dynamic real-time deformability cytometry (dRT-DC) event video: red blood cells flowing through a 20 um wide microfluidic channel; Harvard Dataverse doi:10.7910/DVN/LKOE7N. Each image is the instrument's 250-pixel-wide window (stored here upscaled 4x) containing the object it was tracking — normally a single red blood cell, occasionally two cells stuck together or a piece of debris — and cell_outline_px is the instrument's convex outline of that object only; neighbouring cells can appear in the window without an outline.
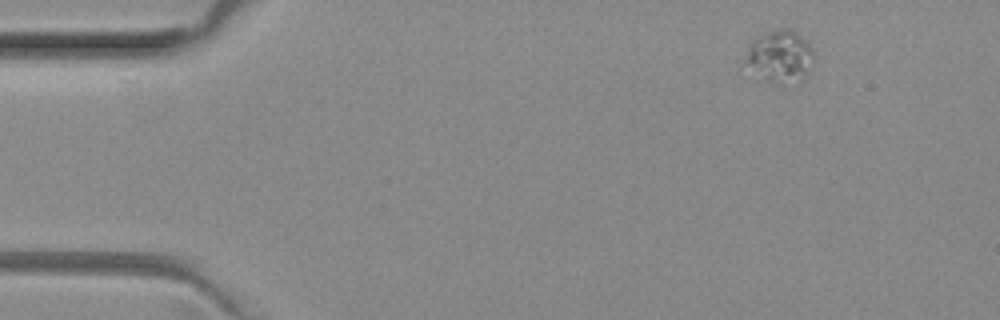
{"species": "common noctule bat (a hibernating species)", "species_latin": "Nyctalus noctula", "temperature_condition": "room temperature", "stored_images_in_passage": 4, "camera_frame_rate_fps": 3000, "um_per_image_px": 0.085, "animal": {"sex": "female", "body_mass_g": 29.2, "forearm_length_mm": 56.3}, "frame": {"image": 1, "passage_image": 1, "time_ms": 0.0, "image_size_px": [1000, 320], "cell_outline_px": [[816, 56], [808, 76], [772, 80], [768, 80], [744, 60], [748, 44], [756, 36], [768, 32], [788, 28], [796, 32], [812, 48]], "centroid_in_image_um": [66.33, 4.68], "position_along_channel_um": 18.7, "area_um2": 19.59}}
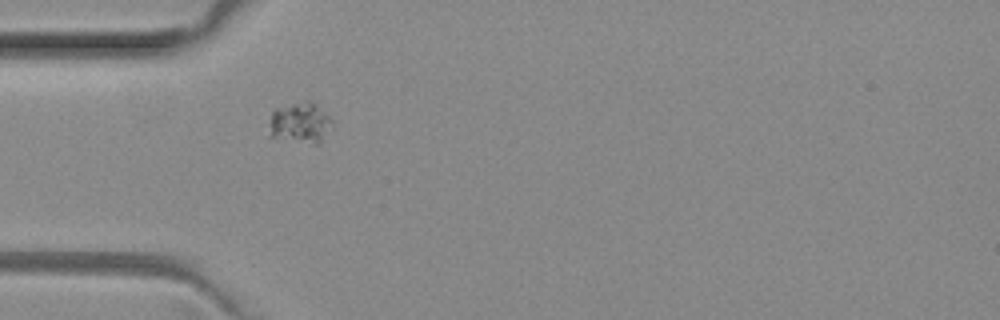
{"frame": {"image": 2, "passage_image": 4, "time_ms": 1.0, "image_size_px": [1000, 320], "cell_outline_px": [[332, 128], [320, 144], [316, 144], [268, 136], [272, 112], [276, 108], [308, 100], [328, 116], [332, 120]], "centroid_in_image_um": [25.52, 10.47], "position_along_channel_um": 59.5, "area_um2": 14.68}}